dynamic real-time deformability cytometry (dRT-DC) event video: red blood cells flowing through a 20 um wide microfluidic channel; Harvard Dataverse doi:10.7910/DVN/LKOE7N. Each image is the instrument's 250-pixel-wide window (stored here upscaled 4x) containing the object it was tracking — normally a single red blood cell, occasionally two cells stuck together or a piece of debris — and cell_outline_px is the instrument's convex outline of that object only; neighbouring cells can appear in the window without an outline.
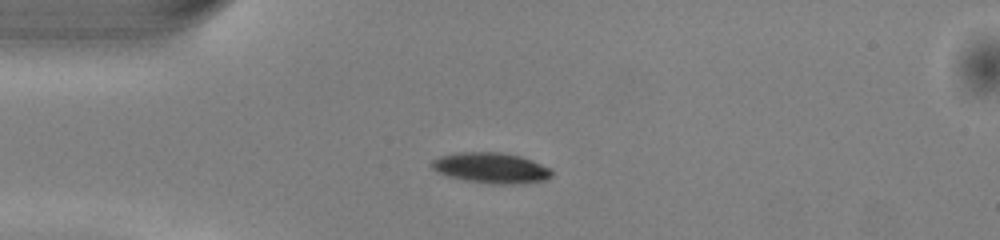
{"species": "common noctule bat (a hibernating species)", "species_latin": "Nyctalus noctula", "temperature_condition": "warm", "stored_images_in_passage": 25, "camera_frame_rate_fps": 3000, "um_per_image_px": 0.085, "animal": {"sex": "male", "body_mass_g": 13.0, "forearm_length_mm": 53.1}, "frame": {"image": 1, "passage_image": 1, "time_ms": 0.0, "image_size_px": [1000, 240], "cell_outline_px": [[552, 176], [544, 180], [516, 184], [496, 184], [464, 180], [448, 176], [436, 172], [428, 164], [432, 160], [440, 156], [456, 152], [500, 152], [520, 156], [532, 160], [548, 168], [552, 172]], "centroid_in_image_um": [41.68, 14.27], "position_along_channel_um": 43.3, "area_um2": 21.39}}
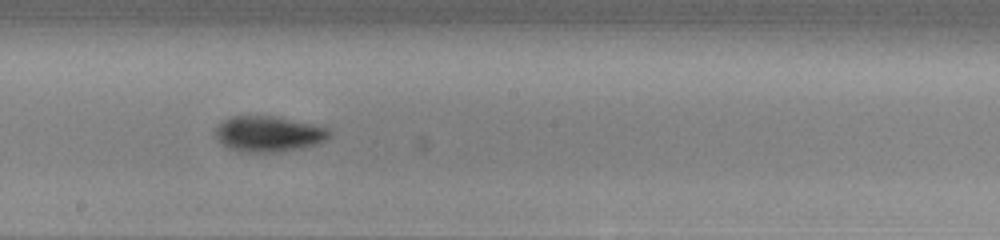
{"frame": {"image": 2, "passage_image": 16, "time_ms": 5.0, "image_size_px": [1000, 240], "cell_outline_px": [[332, 136], [316, 144], [300, 148], [280, 152], [240, 152], [228, 148], [216, 136], [216, 124], [232, 116], [276, 116], [328, 128], [332, 132]], "centroid_in_image_um": [22.83, 11.38], "position_along_channel_um": 225.4, "area_um2": 23.64}}
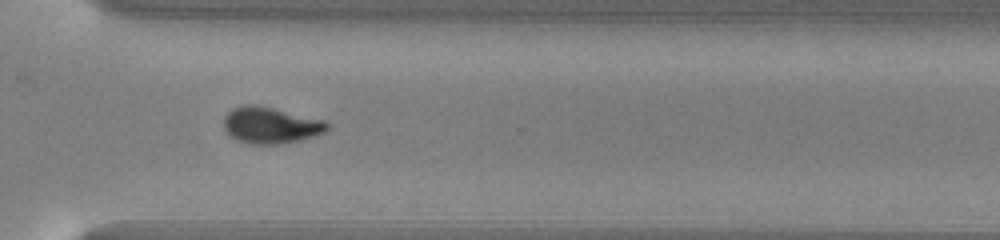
{"frame": {"image": 3, "passage_image": 25, "time_ms": 8.0, "image_size_px": [1000, 240], "cell_outline_px": [[328, 128], [324, 132], [316, 136], [276, 144], [252, 144], [236, 140], [228, 136], [224, 128], [224, 116], [232, 108], [244, 104], [252, 104], [272, 108], [324, 120], [328, 124]], "centroid_in_image_um": [22.95, 10.64], "position_along_channel_um": 347.7, "area_um2": 21.79}}